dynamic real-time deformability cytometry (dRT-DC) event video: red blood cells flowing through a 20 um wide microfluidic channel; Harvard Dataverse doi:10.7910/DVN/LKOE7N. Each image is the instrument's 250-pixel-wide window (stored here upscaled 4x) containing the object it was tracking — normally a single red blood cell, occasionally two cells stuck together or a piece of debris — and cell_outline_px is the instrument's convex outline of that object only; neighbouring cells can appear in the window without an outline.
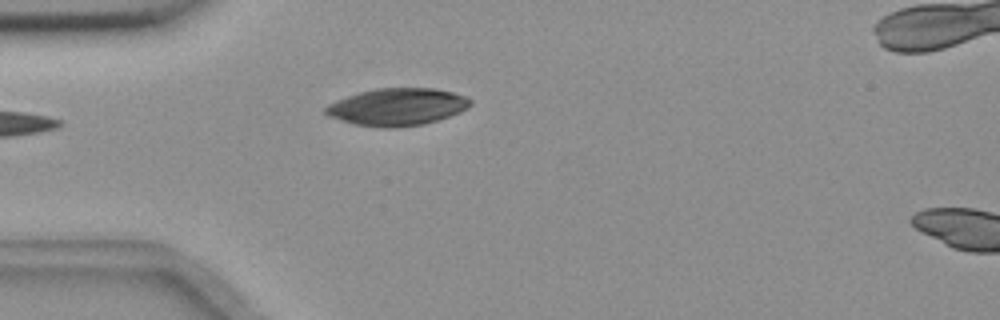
{"species": "common noctule bat (a hibernating species)", "species_latin": "Nyctalus noctula", "temperature_condition": "room temperature", "stored_images_in_passage": 6, "segment_of_instrument_passage": [1, 2], "camera_frame_rate_fps": 3000, "um_per_image_px": 0.085, "animal": {"sex": "female", "body_mass_g": 18.4}, "frame": {"image": 1, "passage_image": 5, "time_ms": 1.333, "image_size_px": [1000, 320], "cell_outline_px": [[472, 104], [468, 108], [460, 112], [424, 124], [396, 128], [380, 128], [356, 124], [328, 116], [324, 112], [324, 108], [328, 104], [336, 100], [360, 92], [376, 88], [436, 88], [468, 96], [472, 100]], "centroid_in_image_um": [33.79, 9.08], "position_along_channel_um": 51.2, "area_um2": 31.56}}